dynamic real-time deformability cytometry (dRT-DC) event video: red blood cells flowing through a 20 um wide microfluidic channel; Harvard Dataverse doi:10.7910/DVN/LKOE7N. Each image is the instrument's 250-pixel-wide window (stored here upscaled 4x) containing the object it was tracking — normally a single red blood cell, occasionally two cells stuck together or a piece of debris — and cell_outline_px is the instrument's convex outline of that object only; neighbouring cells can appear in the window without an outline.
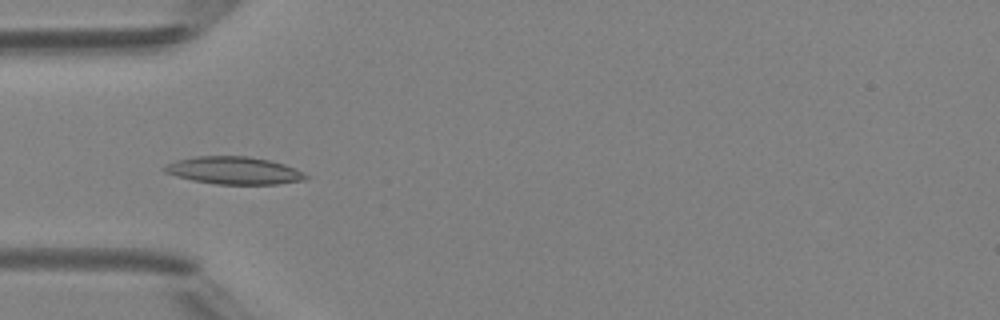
{"species": "Egyptian fruit bat (a non-hibernating species)", "species_latin": "Rousettus aegyptiacus", "temperature_condition": "room temperature", "stored_images_in_passage": 5, "camera_frame_rate_fps": 3000, "um_per_image_px": 0.085, "animal": {"sex": "female"}, "frame": {"image": 1, "passage_image": 4, "time_ms": 3.667, "image_size_px": [1000, 320], "cell_outline_px": [[308, 176], [304, 180], [276, 184], [216, 184], [192, 180], [176, 176], [164, 172], [160, 168], [176, 160], [196, 156], [248, 156], [268, 160], [284, 164], [304, 172]], "centroid_in_image_um": [19.86, 14.49], "position_along_channel_um": 65.1, "area_um2": 22.6}}
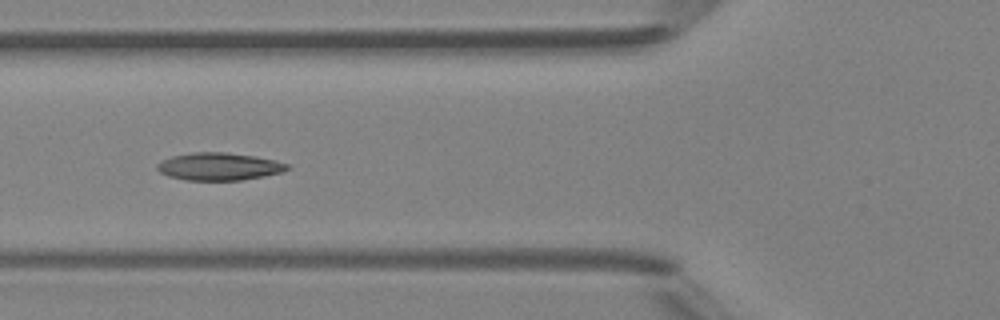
{"frame": {"image": 2, "passage_image": 5, "time_ms": 4.667, "image_size_px": [1000, 320], "cell_outline_px": [[292, 168], [280, 172], [264, 176], [240, 180], [188, 180], [168, 176], [160, 172], [156, 168], [156, 164], [160, 160], [172, 156], [192, 152], [228, 152], [256, 156], [276, 160], [288, 164]], "centroid_in_image_um": [18.61, 14.14], "position_along_channel_um": 107.2, "area_um2": 21.04}}